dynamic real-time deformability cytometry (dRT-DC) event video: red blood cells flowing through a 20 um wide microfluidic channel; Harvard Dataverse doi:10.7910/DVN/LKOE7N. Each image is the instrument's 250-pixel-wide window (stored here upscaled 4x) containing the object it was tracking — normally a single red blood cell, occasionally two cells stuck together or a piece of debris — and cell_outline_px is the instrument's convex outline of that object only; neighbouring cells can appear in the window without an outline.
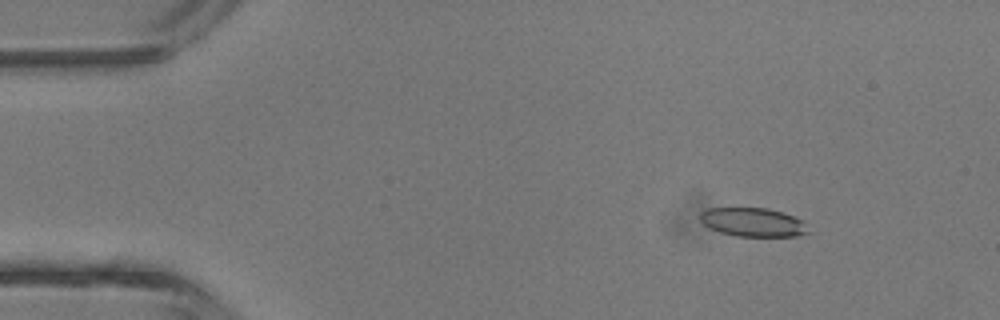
{"species": "common noctule bat (a hibernating species)", "species_latin": "Nyctalus noctula", "temperature_condition": "room temperature", "stored_images_in_passage": 3, "camera_frame_rate_fps": 3000, "um_per_image_px": 0.085, "animal": {"sex": "male", "body_mass_g": 13.3}, "frame": {"image": 1, "passage_image": 1, "time_ms": 0.0, "image_size_px": [1000, 320], "cell_outline_px": [[812, 232], [796, 236], [736, 236], [720, 232], [708, 228], [700, 220], [700, 212], [708, 208], [768, 208], [792, 216], [800, 220]], "centroid_in_image_um": [63.97, 18.89], "position_along_channel_um": 21.0, "area_um2": 18.03}}
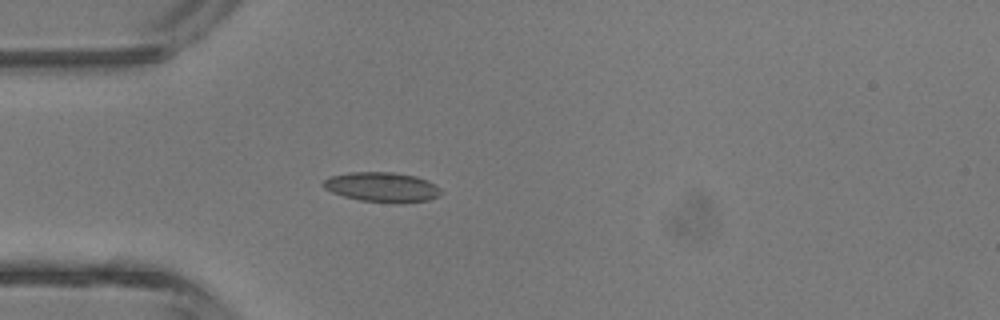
{"frame": {"image": 2, "passage_image": 3, "time_ms": 2.333, "image_size_px": [1000, 320], "cell_outline_px": [[440, 196], [428, 200], [360, 200], [344, 196], [332, 192], [324, 188], [320, 184], [328, 176], [348, 172], [392, 172], [416, 176], [428, 180], [436, 184], [440, 188]], "centroid_in_image_um": [32.42, 15.84], "position_along_channel_um": 52.6, "area_um2": 19.77}}